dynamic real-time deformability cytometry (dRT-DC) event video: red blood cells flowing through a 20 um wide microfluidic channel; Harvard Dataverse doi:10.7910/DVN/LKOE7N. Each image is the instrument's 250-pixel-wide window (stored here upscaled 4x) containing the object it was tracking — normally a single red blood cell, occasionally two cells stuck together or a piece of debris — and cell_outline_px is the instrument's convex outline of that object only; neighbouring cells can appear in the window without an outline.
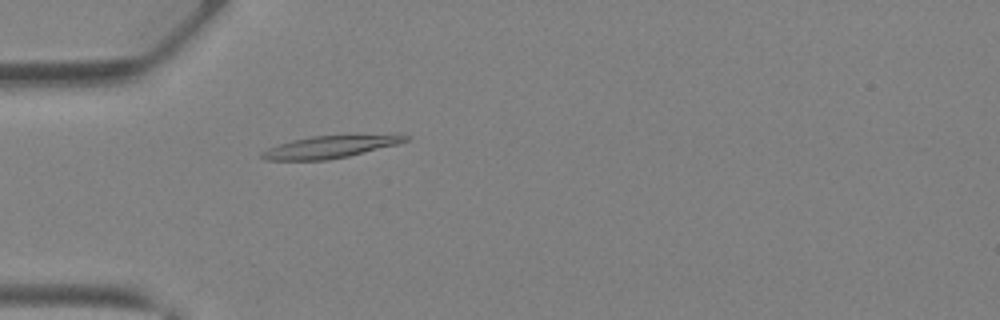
{"species": "Egyptian fruit bat (a non-hibernating species)", "species_latin": "Rousettus aegyptiacus", "temperature_condition": "warm", "stored_images_in_passage": 29, "camera_frame_rate_fps": 3000, "um_per_image_px": 0.085, "animal": {"sex": "female"}, "frame": {"image": 1, "passage_image": 1, "time_ms": 0.0, "image_size_px": [1000, 320], "cell_outline_px": [[412, 136], [408, 140], [396, 144], [348, 156], [324, 160], [264, 160], [260, 156], [260, 152], [268, 148], [292, 140], [312, 136], [392, 132], [400, 132]], "centroid_in_image_um": [28.21, 12.43], "position_along_channel_um": 56.8, "area_um2": 19.36}}
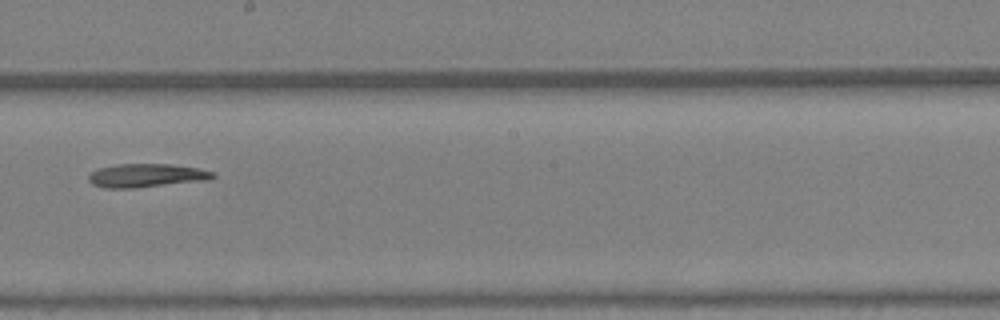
{"frame": {"image": 2, "passage_image": 12, "time_ms": 3.667, "image_size_px": [1000, 320], "cell_outline_px": [[216, 176], [208, 180], [128, 188], [104, 188], [92, 184], [88, 180], [88, 176], [96, 168], [116, 164], [172, 164], [196, 168], [212, 172]], "centroid_in_image_um": [12.38, 14.91], "position_along_channel_um": 235.8, "area_um2": 16.88}}
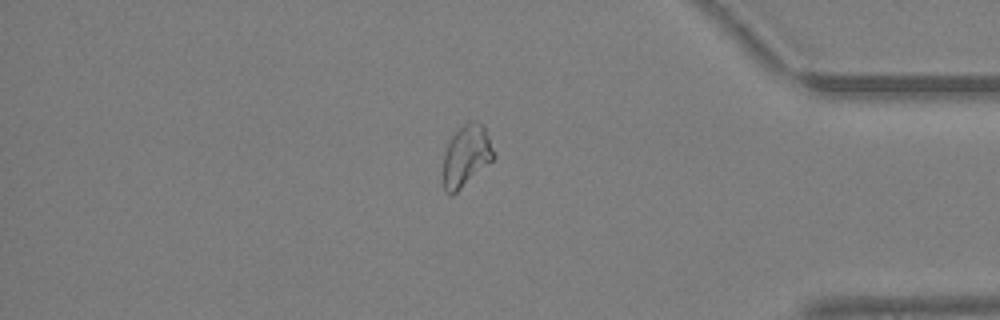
{"frame": {"image": 3, "passage_image": 23, "time_ms": 7.333, "image_size_px": [1000, 320], "cell_outline_px": [[496, 156], [492, 160], [452, 196], [444, 192], [444, 152], [452, 136], [468, 120], [472, 120], [484, 124]], "centroid_in_image_um": [39.64, 13.22], "position_along_channel_um": 395.6, "area_um2": 17.92}}